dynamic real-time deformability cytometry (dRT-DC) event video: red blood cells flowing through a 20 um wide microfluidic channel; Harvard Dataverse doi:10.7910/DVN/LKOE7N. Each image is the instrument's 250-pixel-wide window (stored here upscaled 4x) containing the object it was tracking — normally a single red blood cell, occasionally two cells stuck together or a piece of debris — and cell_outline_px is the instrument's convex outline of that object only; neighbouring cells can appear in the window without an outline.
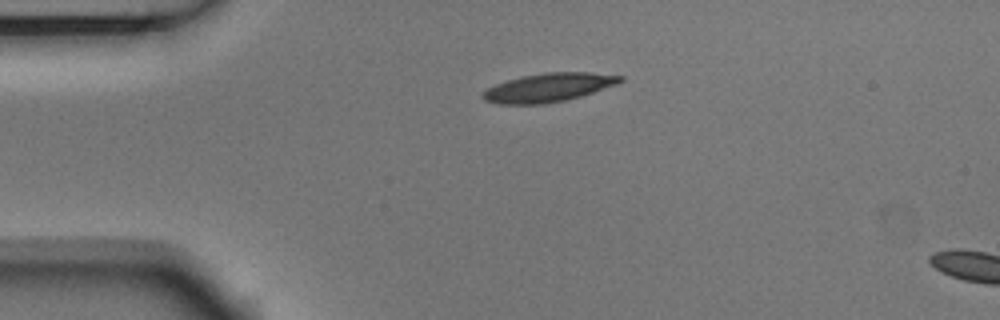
{"species": "Egyptian fruit bat (a non-hibernating species)", "species_latin": "Rousettus aegyptiacus", "temperature_condition": "room temperature", "stored_images_in_passage": 5, "camera_frame_rate_fps": 3000, "um_per_image_px": 0.085, "animal": {"sex": "male"}, "frame": {"image": 1, "passage_image": 5, "time_ms": 1.333, "image_size_px": [1000, 320], "cell_outline_px": [[624, 80], [616, 84], [580, 96], [564, 100], [540, 104], [496, 104], [484, 100], [480, 96], [488, 88], [496, 84], [508, 80], [524, 76], [544, 72], [588, 72], [624, 76]], "centroid_in_image_um": [46.6, 7.43], "position_along_channel_um": 38.4, "area_um2": 22.66}}